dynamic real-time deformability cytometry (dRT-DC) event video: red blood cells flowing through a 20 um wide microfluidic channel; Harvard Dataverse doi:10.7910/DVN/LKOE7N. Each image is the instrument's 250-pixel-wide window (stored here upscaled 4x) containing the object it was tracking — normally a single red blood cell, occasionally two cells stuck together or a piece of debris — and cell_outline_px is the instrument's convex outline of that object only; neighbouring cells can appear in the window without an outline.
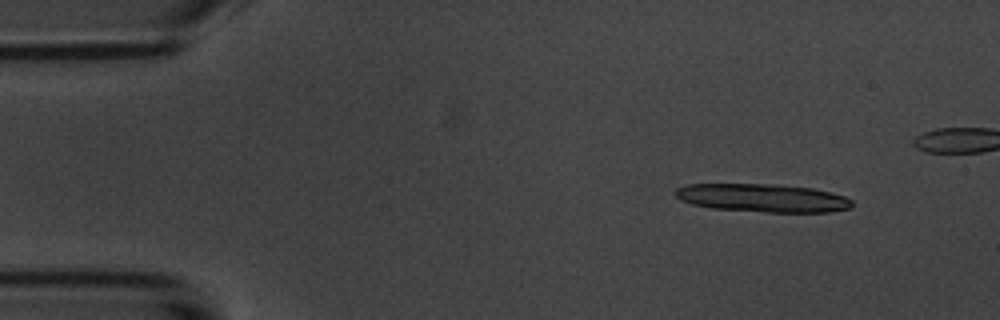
{"species": "common noctule bat (a hibernating species)", "species_latin": "Nyctalus noctula", "temperature_condition": "room temperature", "stored_images_in_passage": 5, "camera_frame_rate_fps": 3000, "um_per_image_px": 0.085, "animal": {"sex": "male", "body_mass_g": 20.1, "forearm_length_mm": 53.5}, "frame": {"image": 1, "passage_image": 1, "time_ms": 0.0, "image_size_px": [1000, 320], "cell_outline_px": [[852, 208], [832, 212], [768, 212], [712, 208], [692, 204], [680, 200], [676, 196], [676, 188], [684, 184], [764, 184], [812, 188], [844, 196], [852, 200]], "centroid_in_image_um": [64.81, 16.83], "position_along_channel_um": 20.2, "area_um2": 28.9}}